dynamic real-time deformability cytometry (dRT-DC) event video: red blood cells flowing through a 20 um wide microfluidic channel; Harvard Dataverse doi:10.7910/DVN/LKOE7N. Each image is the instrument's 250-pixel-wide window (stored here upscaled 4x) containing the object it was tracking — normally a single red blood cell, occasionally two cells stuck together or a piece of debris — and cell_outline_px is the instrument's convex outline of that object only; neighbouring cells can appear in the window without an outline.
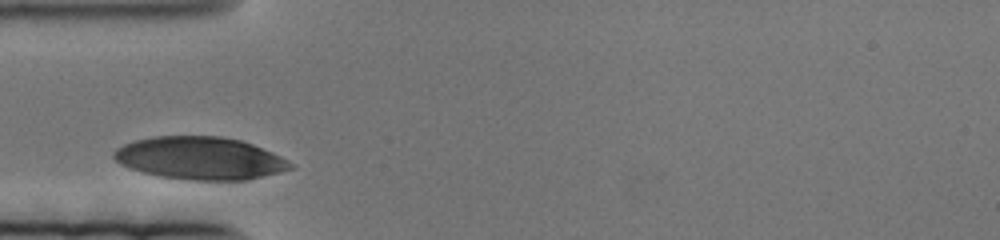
{"species": "human", "species_latin": "Homo sapiens", "temperature_condition": "cold", "stored_images_in_passage": 38, "camera_frame_rate_fps": 3000, "um_per_image_px": 0.085, "donor": {"sex": "female"}, "frame": {"image": 1, "passage_image": 1, "time_ms": 0.0, "image_size_px": [1000, 240], "cell_outline_px": [[296, 168], [248, 180], [188, 180], [160, 176], [144, 172], [120, 164], [112, 156], [112, 152], [116, 148], [124, 144], [136, 140], [152, 136], [220, 136], [240, 140], [252, 144], [272, 152], [296, 164]], "centroid_in_image_um": [17.04, 13.45], "position_along_channel_um": 68.0, "area_um2": 43.99}}
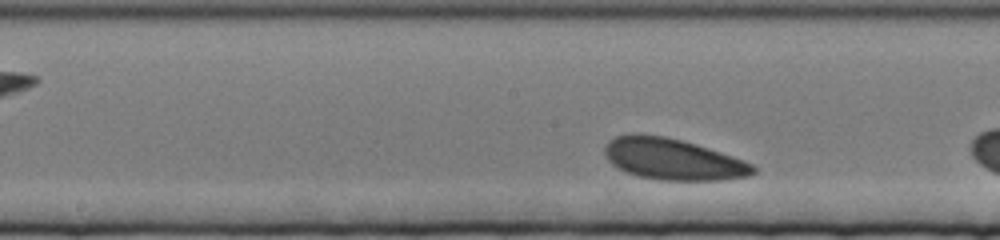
{"frame": {"image": 2, "passage_image": 13, "time_ms": 4.0, "image_size_px": [1000, 240], "cell_outline_px": [[756, 172], [748, 176], [724, 180], [660, 180], [636, 176], [612, 164], [604, 156], [604, 148], [608, 140], [616, 136], [632, 132], [636, 132], [664, 136], [696, 144], [732, 156], [752, 164], [756, 168]], "centroid_in_image_um": [57.15, 13.52], "position_along_channel_um": 191.0, "area_um2": 35.89}}
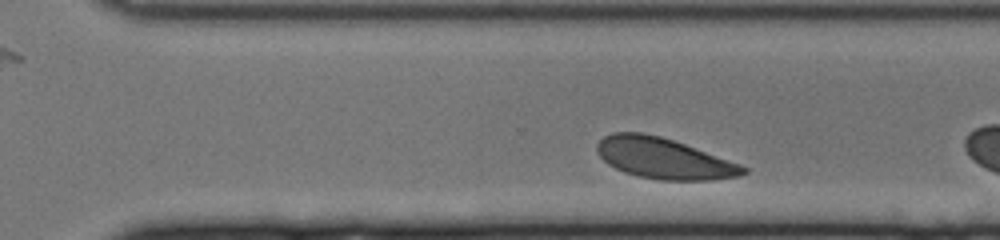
{"frame": {"image": 3, "passage_image": 29, "time_ms": 9.333, "image_size_px": [1000, 240], "cell_outline_px": [[748, 172], [740, 176], [712, 180], [660, 180], [640, 176], [624, 172], [608, 164], [596, 152], [596, 144], [604, 136], [612, 132], [640, 132], [660, 136], [684, 144], [740, 164], [748, 168]], "centroid_in_image_um": [56.4, 13.46], "position_along_channel_um": 314.2, "area_um2": 34.56}}